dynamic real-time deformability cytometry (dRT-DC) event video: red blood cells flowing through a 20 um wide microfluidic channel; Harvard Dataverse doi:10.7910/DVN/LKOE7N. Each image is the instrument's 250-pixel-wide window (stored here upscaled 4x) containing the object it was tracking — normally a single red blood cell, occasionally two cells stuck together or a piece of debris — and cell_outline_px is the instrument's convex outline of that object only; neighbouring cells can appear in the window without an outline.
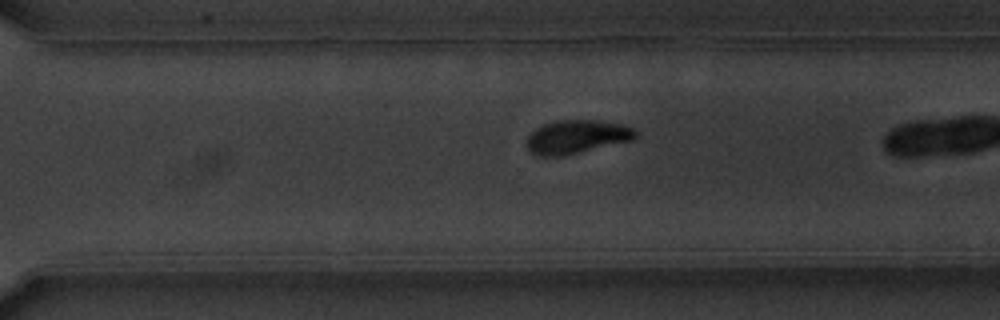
{"species": "common noctule bat (a hibernating species)", "species_latin": "Nyctalus noctula", "temperature_condition": "warm", "stored_images_in_passage": 29, "camera_frame_rate_fps": 3000, "um_per_image_px": 0.085, "animal": {"sex": "male", "body_mass_g": 20.1, "forearm_length_mm": 53.5}, "frame": {"image": 1, "passage_image": 25, "time_ms": 8.0, "image_size_px": [1000, 320], "cell_outline_px": [[640, 132], [632, 140], [564, 156], [540, 156], [532, 152], [524, 144], [528, 136], [536, 128], [544, 124], [556, 120], [600, 120], [620, 124], [636, 128]], "centroid_in_image_um": [49.04, 11.62], "position_along_channel_um": 321.6, "area_um2": 21.44}}